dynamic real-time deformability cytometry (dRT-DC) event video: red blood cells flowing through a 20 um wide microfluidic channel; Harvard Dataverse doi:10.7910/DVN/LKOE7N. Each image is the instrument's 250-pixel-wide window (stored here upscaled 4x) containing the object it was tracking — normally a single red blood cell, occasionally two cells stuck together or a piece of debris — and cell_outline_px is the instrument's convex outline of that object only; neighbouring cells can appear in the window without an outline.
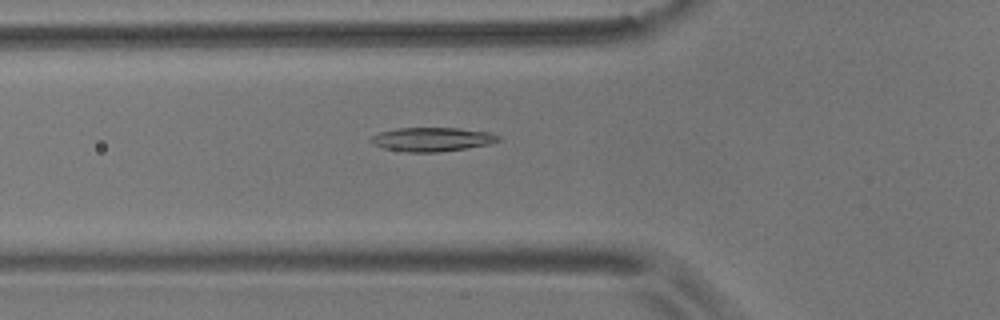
{"species": "common noctule bat (a hibernating species)", "species_latin": "Nyctalus noctula", "temperature_condition": "room temperature", "stored_images_in_passage": 55, "camera_frame_rate_fps": 3000, "um_per_image_px": 0.085, "animal": {"sex": "male", "body_mass_g": 17.9}, "frame": {"image": 1, "passage_image": 19, "time_ms": 6.0, "image_size_px": [1000, 320], "cell_outline_px": [[500, 140], [488, 144], [468, 148], [440, 152], [404, 152], [384, 148], [372, 144], [368, 140], [372, 136], [380, 132], [396, 128], [460, 128], [488, 132], [500, 136]], "centroid_in_image_um": [36.7, 11.85], "position_along_channel_um": 89.1, "area_um2": 17.86}}
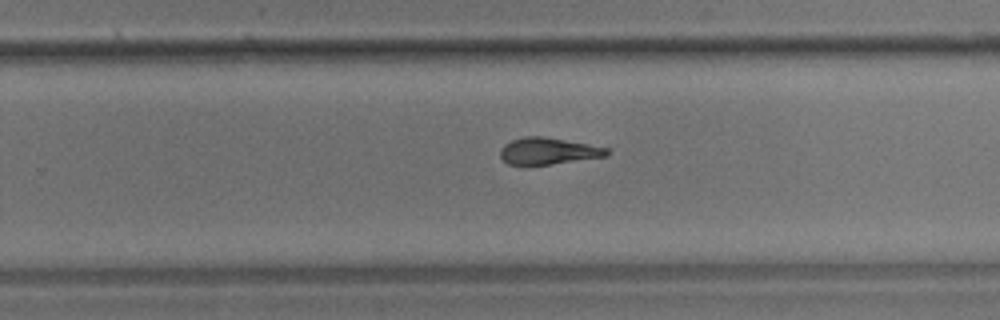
{"frame": {"image": 2, "passage_image": 35, "time_ms": 11.333, "image_size_px": [1000, 320], "cell_outline_px": [[608, 156], [528, 168], [524, 168], [508, 164], [500, 156], [500, 148], [504, 144], [512, 140], [524, 136], [544, 136], [588, 144], [608, 148]], "centroid_in_image_um": [46.53, 12.88], "position_along_channel_um": 283.3, "area_um2": 17.28}}
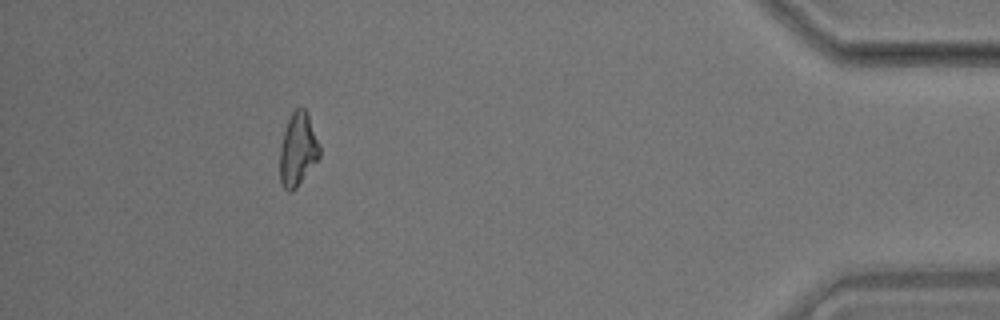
{"frame": {"image": 3, "passage_image": 50, "time_ms": 16.333, "image_size_px": [1000, 320], "cell_outline_px": [[320, 156], [296, 188], [292, 192], [288, 192], [284, 188], [280, 180], [280, 148], [284, 132], [288, 120], [292, 112], [296, 108], [304, 108], [308, 116], [320, 144]], "centroid_in_image_um": [25.31, 12.73], "position_along_channel_um": 409.9, "area_um2": 16.7}, "authors_computed_cell_mechanics": {"area_um2": 17.5712, "velocity_mm_per_s": 3.6382, "shape_relaxation_time_tau1_ms": 3.7213, "shape_relaxation_time_tau2_ms": 4.3245, "deformation_change_tau1": 0.1593, "deformation_change_tau2": 0.1481}}